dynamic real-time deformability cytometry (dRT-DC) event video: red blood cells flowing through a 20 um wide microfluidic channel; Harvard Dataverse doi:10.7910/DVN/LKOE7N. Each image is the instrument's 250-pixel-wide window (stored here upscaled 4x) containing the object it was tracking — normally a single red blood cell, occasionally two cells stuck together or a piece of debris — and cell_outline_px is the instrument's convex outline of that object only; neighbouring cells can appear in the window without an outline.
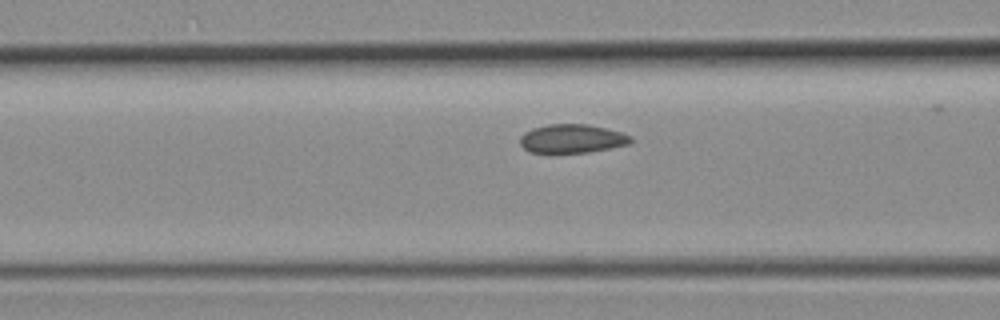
{"species": "common noctule bat (a hibernating species)", "species_latin": "Nyctalus noctula", "temperature_condition": "room temperature", "stored_images_in_passage": 8, "camera_frame_rate_fps": 3000, "um_per_image_px": 0.085, "animal": {"sex": "female", "body_mass_g": 19.3, "forearm_length_mm": 54.1}, "frame": {"image": 1, "passage_image": 6, "time_ms": 1.667, "image_size_px": [1000, 320], "cell_outline_px": [[632, 140], [628, 144], [588, 152], [528, 152], [520, 144], [520, 136], [524, 132], [532, 128], [548, 124], [588, 124], [620, 132], [632, 136]], "centroid_in_image_um": [48.58, 11.77], "position_along_channel_um": 118.0, "area_um2": 18.32}}